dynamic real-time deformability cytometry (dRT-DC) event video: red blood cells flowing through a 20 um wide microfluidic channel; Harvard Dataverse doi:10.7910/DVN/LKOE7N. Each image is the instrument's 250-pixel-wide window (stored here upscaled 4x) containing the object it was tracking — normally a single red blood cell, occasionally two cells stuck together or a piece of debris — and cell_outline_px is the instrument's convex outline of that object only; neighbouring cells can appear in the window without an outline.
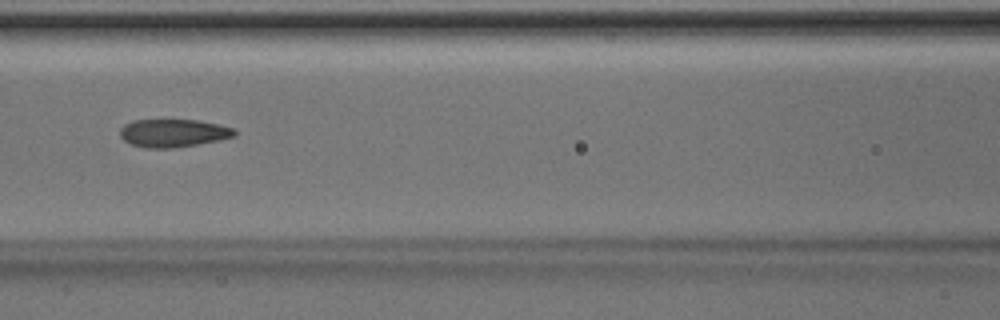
{"species": "Egyptian fruit bat (a non-hibernating species)", "species_latin": "Rousettus aegyptiacus", "temperature_condition": "room temperature", "stored_images_in_passage": 44, "camera_frame_rate_fps": 3000, "um_per_image_px": 0.085, "animal": {"sex": "male"}, "frame": {"image": 1, "passage_image": 22, "time_ms": 7.0, "image_size_px": [1000, 320], "cell_outline_px": [[236, 136], [220, 140], [172, 148], [144, 148], [132, 144], [124, 140], [120, 136], [120, 128], [124, 124], [132, 120], [196, 120], [236, 128]], "centroid_in_image_um": [14.72, 11.31], "position_along_channel_um": 151.9, "area_um2": 18.67}}
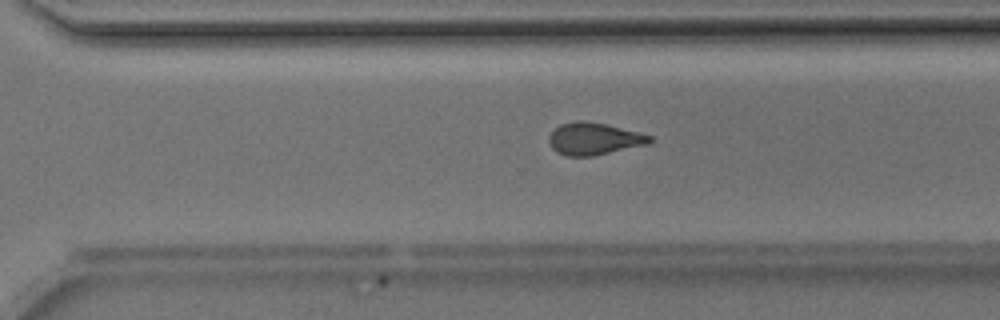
{"frame": {"image": 2, "passage_image": 34, "time_ms": 11.0, "image_size_px": [1000, 320], "cell_outline_px": [[652, 140], [648, 144], [592, 156], [568, 156], [556, 152], [552, 148], [548, 140], [548, 136], [560, 124], [576, 120], [584, 120], [604, 124], [652, 136]], "centroid_in_image_um": [50.44, 11.8], "position_along_channel_um": 320.2, "area_um2": 18.67}}
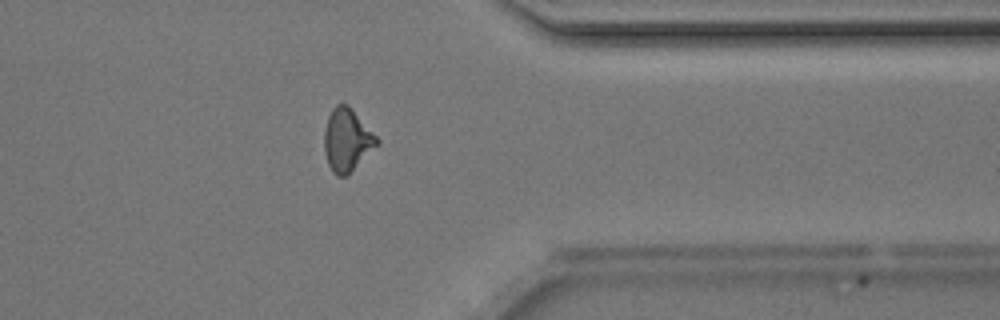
{"frame": {"image": 3, "passage_image": 39, "time_ms": 12.667, "image_size_px": [1000, 320], "cell_outline_px": [[380, 144], [344, 176], [336, 176], [332, 172], [328, 164], [324, 152], [324, 128], [328, 116], [332, 108], [336, 104], [348, 104], [352, 108], [380, 140]], "centroid_in_image_um": [29.49, 11.87], "position_along_channel_um": 381.9, "area_um2": 19.25}}